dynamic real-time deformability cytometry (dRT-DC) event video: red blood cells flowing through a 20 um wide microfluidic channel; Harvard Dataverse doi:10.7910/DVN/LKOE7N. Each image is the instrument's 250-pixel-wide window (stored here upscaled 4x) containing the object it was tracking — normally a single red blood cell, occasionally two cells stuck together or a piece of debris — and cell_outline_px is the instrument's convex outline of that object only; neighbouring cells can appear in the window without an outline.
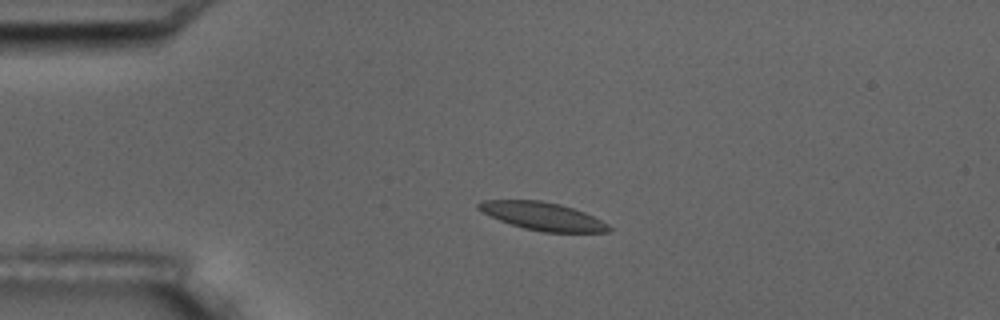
{"species": "common noctule bat (a hibernating species)", "species_latin": "Nyctalus noctula", "temperature_condition": "room temperature", "stored_images_in_passage": 5, "camera_frame_rate_fps": 3000, "um_per_image_px": 0.085, "animal": {"sex": "male", "body_mass_g": 17.5, "forearm_length_mm": 52.3}, "frame": {"image": 1, "passage_image": 4, "time_ms": 4.0, "image_size_px": [1000, 320], "cell_outline_px": [[612, 228], [608, 232], [544, 232], [524, 228], [500, 220], [476, 208], [476, 204], [480, 200], [540, 200], [560, 204], [584, 212], [608, 224]], "centroid_in_image_um": [46.12, 18.37], "position_along_channel_um": 38.9, "area_um2": 20.98}}